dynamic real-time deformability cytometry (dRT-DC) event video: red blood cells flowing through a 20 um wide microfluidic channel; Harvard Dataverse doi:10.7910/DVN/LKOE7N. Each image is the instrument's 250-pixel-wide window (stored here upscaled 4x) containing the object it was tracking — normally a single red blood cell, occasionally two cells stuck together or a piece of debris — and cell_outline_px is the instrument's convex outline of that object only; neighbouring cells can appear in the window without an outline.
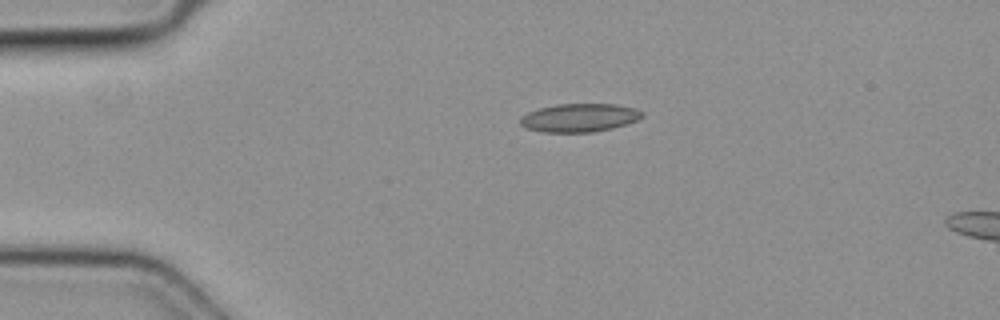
{"species": "common noctule bat (a hibernating species)", "species_latin": "Nyctalus noctula", "temperature_condition": "cold", "stored_images_in_passage": 5, "camera_frame_rate_fps": 3000, "um_per_image_px": 0.085, "animal": {"sex": "female", "body_mass_g": 19.3, "forearm_length_mm": 54.1}, "frame": {"image": 1, "passage_image": 5, "time_ms": 1.333, "image_size_px": [1000, 320], "cell_outline_px": [[644, 116], [636, 120], [612, 128], [592, 132], [544, 132], [528, 128], [520, 124], [520, 116], [528, 112], [540, 108], [556, 104], [616, 104], [636, 108], [644, 112]], "centroid_in_image_um": [49.26, 10.0], "position_along_channel_um": 35.7, "area_um2": 20.06}}